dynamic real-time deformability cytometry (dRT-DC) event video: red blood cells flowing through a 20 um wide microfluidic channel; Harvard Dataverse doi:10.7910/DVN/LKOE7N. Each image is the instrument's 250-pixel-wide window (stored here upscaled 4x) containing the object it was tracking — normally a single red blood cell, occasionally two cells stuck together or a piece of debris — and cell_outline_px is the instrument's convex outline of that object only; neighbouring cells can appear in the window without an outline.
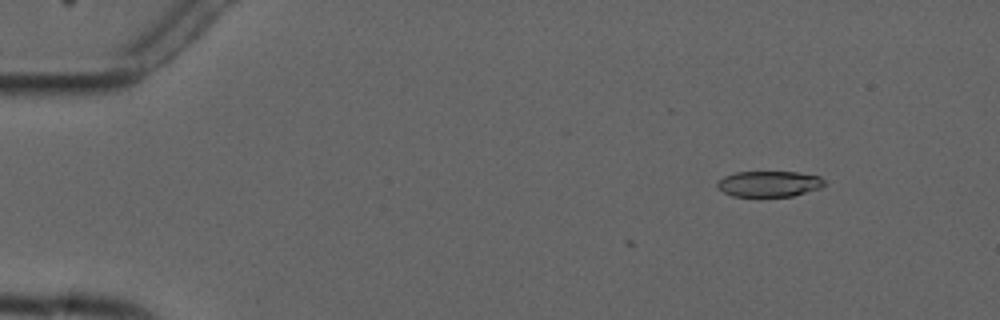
{"species": "common noctule bat (a hibernating species)", "species_latin": "Nyctalus noctula", "temperature_condition": "cold", "stored_images_in_passage": 5, "camera_frame_rate_fps": 3000, "um_per_image_px": 0.085, "animal": {"sex": "male", "forearm_length_mm": 52.5}, "frame": {"image": 1, "passage_image": 2, "time_ms": 1.333, "image_size_px": [1000, 320], "cell_outline_px": [[824, 184], [820, 188], [792, 196], [760, 200], [732, 196], [716, 188], [716, 184], [724, 176], [736, 172], [796, 172], [820, 176], [824, 180]], "centroid_in_image_um": [65.32, 15.68], "position_along_channel_um": 19.7, "area_um2": 16.88}}
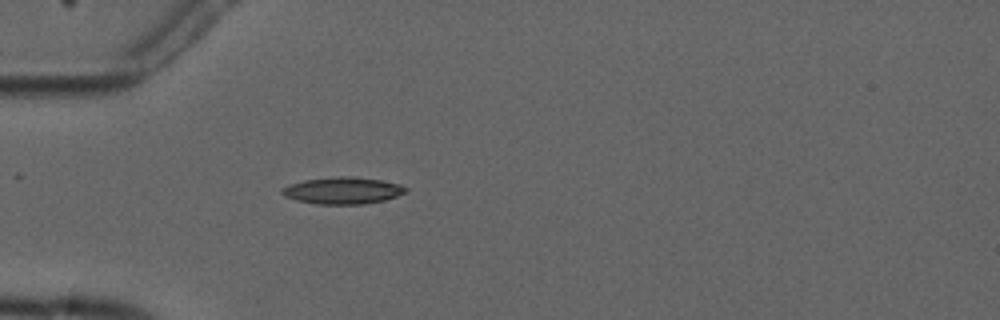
{"frame": {"image": 2, "passage_image": 5, "time_ms": 4.667, "image_size_px": [1000, 320], "cell_outline_px": [[408, 192], [384, 200], [364, 204], [316, 204], [296, 200], [284, 196], [280, 192], [280, 188], [288, 184], [304, 180], [340, 176], [344, 176], [380, 180], [400, 184], [408, 188]], "centroid_in_image_um": [29.1, 16.2], "position_along_channel_um": 55.9, "area_um2": 19.36}}